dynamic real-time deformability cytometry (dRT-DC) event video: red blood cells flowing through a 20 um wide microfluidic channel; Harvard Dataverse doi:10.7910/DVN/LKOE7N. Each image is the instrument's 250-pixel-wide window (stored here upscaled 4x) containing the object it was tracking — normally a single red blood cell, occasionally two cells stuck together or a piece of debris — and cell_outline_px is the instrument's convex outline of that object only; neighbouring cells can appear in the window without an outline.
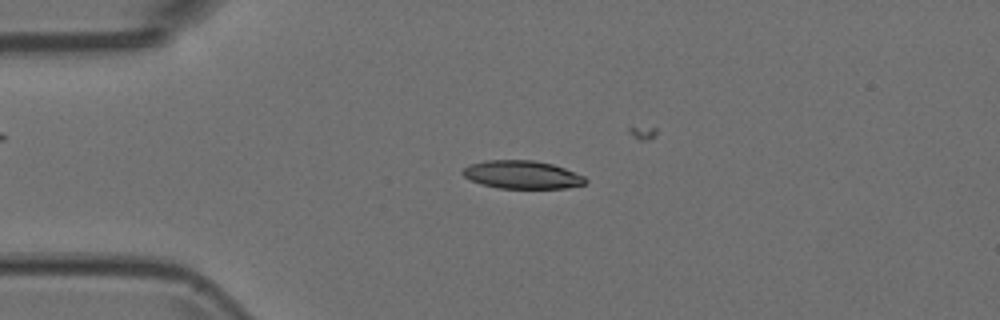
{"species": "Egyptian fruit bat (a non-hibernating species)", "species_latin": "Rousettus aegyptiacus", "temperature_condition": "room temperature", "stored_images_in_passage": 9, "camera_frame_rate_fps": 3000, "um_per_image_px": 0.085, "animal": {"sex": "female"}, "frame": {"image": 1, "passage_image": 4, "time_ms": 1.0, "image_size_px": [1000, 320], "cell_outline_px": [[588, 180], [584, 184], [564, 188], [500, 188], [480, 184], [464, 176], [460, 172], [468, 164], [484, 160], [532, 160], [552, 164], [564, 168], [584, 176]], "centroid_in_image_um": [44.34, 14.84], "position_along_channel_um": 40.7, "area_um2": 20.06}}
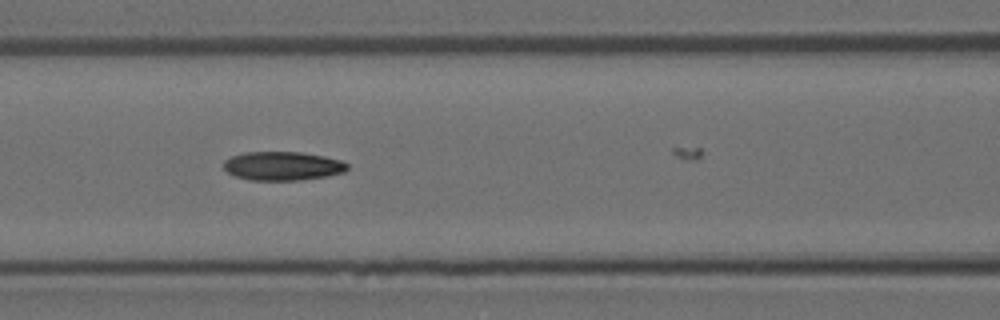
{"frame": {"image": 2, "passage_image": 7, "time_ms": 2.0, "image_size_px": [1000, 320], "cell_outline_px": [[348, 168], [344, 172], [328, 176], [300, 180], [248, 180], [236, 176], [228, 172], [224, 168], [224, 160], [232, 156], [244, 152], [300, 152], [324, 156], [340, 160], [348, 164]], "centroid_in_image_um": [24.03, 14.11], "position_along_channel_um": 142.6, "area_um2": 20.75}}
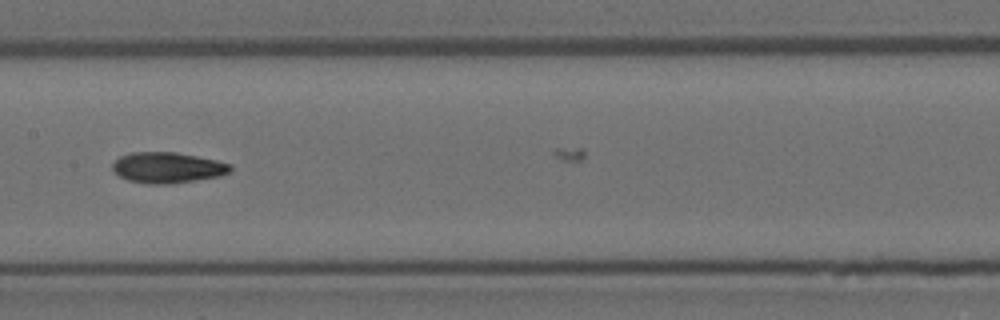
{"frame": {"image": 3, "passage_image": 8, "time_ms": 2.333, "image_size_px": [1000, 320], "cell_outline_px": [[232, 172], [220, 176], [196, 180], [168, 184], [148, 184], [128, 180], [120, 176], [112, 168], [112, 164], [120, 156], [132, 152], [176, 152], [216, 160], [232, 164]], "centroid_in_image_um": [14.27, 14.25], "position_along_channel_um": 193.1, "area_um2": 21.15}}